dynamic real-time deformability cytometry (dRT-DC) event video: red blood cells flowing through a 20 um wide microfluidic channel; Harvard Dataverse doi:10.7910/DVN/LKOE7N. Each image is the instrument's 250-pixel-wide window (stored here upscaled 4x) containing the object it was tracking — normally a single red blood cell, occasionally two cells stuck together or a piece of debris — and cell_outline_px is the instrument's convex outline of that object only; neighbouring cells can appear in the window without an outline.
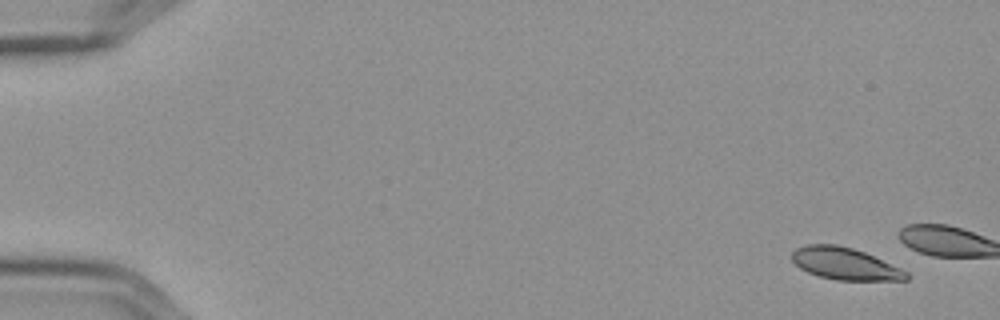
{"species": "Egyptian fruit bat (a non-hibernating species)", "species_latin": "Rousettus aegyptiacus", "temperature_condition": "cold", "stored_images_in_passage": 11, "camera_frame_rate_fps": 3000, "um_per_image_px": 0.085, "frame": {"image": 1, "passage_image": 1, "time_ms": 0.0, "image_size_px": [1000, 320], "cell_outline_px": [[908, 280], [836, 280], [820, 276], [808, 272], [800, 268], [792, 260], [792, 252], [796, 248], [808, 244], [836, 244], [852, 248], [864, 252], [900, 268], [908, 272]], "centroid_in_image_um": [71.81, 22.41], "position_along_channel_um": 13.2, "area_um2": 21.15}}